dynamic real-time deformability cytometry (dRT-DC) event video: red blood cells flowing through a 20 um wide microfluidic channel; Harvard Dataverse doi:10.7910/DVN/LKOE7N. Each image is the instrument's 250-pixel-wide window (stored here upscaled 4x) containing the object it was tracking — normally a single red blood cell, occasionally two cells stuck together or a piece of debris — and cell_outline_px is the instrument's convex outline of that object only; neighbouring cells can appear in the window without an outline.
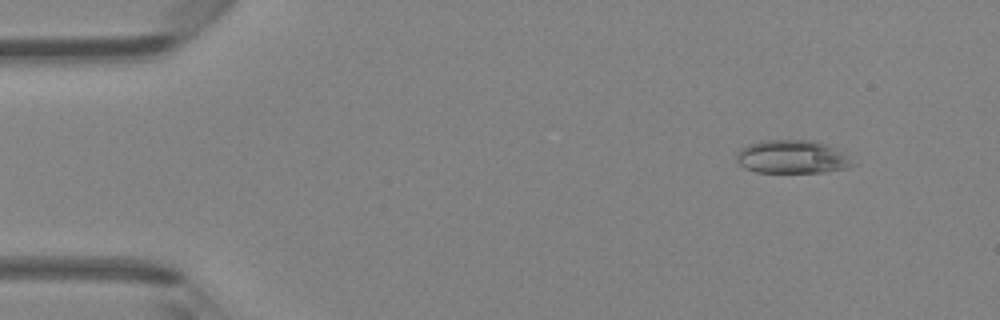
{"species": "Egyptian fruit bat (a non-hibernating species)", "species_latin": "Rousettus aegyptiacus", "temperature_condition": "room temperature", "stored_images_in_passage": 44, "camera_frame_rate_fps": 3000, "um_per_image_px": 0.085, "animal": {"sex": "female"}, "frame": {"image": 1, "passage_image": 2, "time_ms": 0.333, "image_size_px": [1000, 320], "cell_outline_px": [[856, 164], [848, 168], [824, 172], [756, 172], [744, 168], [736, 160], [736, 152], [740, 148], [748, 144], [760, 140], [816, 140], [844, 152]], "centroid_in_image_um": [67.33, 13.33], "position_along_channel_um": 17.7, "area_um2": 22.83}}
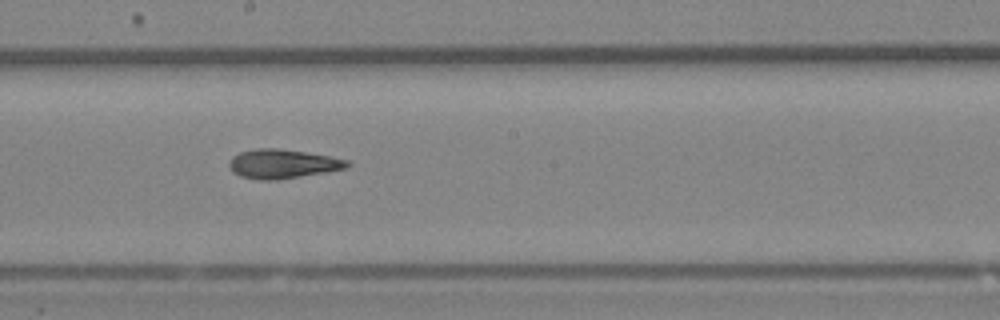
{"frame": {"image": 2, "passage_image": 23, "time_ms": 7.333, "image_size_px": [1000, 320], "cell_outline_px": [[352, 164], [348, 168], [328, 172], [276, 180], [260, 180], [240, 176], [232, 172], [228, 164], [232, 156], [240, 152], [256, 148], [276, 148], [304, 152], [328, 156], [348, 160]], "centroid_in_image_um": [24.02, 13.93], "position_along_channel_um": 224.2, "area_um2": 20.11}}
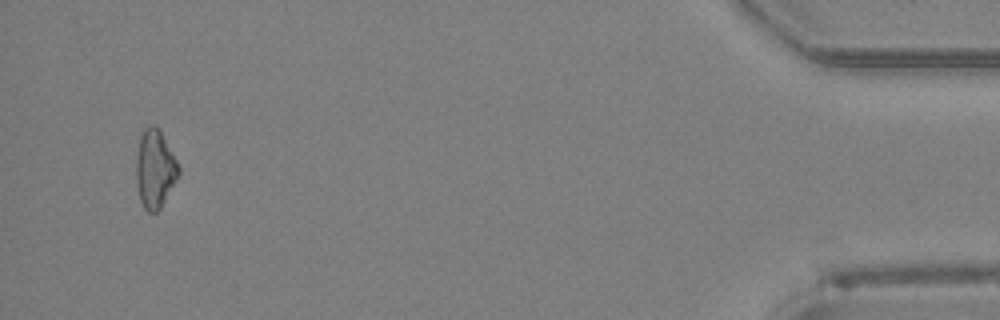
{"frame": {"image": 3, "passage_image": 42, "time_ms": 13.667, "image_size_px": [1000, 320], "cell_outline_px": [[180, 176], [160, 208], [156, 212], [148, 212], [144, 208], [140, 200], [136, 184], [136, 160], [140, 136], [144, 128], [152, 124], [160, 132], [176, 160], [180, 168]], "centroid_in_image_um": [13.17, 14.4], "position_along_channel_um": 422.0, "area_um2": 19.19}, "authors_computed_cell_mechanics": {"area_um2": 19.7098, "velocity_mm_per_s": 4.3632, "shape_relaxation_time_tau1_ms": 3.4862, "shape_relaxation_time_tau2_ms": 3.1789, "deformation_change_tau1": 0.1445, "deformation_change_tau2": 0.1199}}